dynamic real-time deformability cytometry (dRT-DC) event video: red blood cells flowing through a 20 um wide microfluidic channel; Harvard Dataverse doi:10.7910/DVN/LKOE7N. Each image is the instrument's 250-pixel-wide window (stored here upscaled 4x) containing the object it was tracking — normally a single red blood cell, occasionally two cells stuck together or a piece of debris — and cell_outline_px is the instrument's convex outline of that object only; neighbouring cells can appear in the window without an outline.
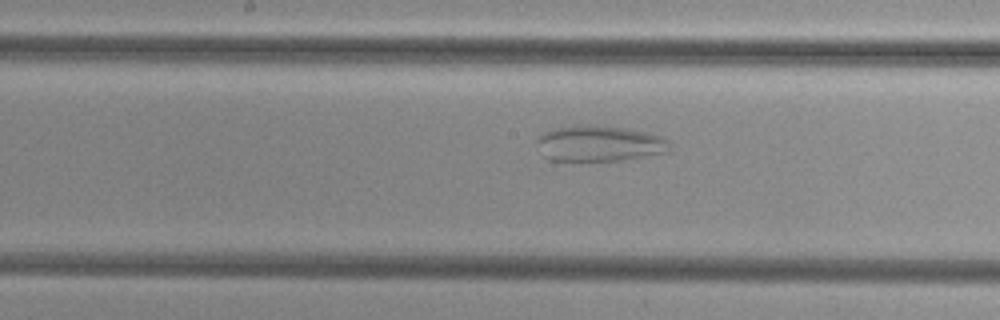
{"species": "common noctule bat (a hibernating species)", "species_latin": "Nyctalus noctula", "temperature_condition": "cold", "stored_images_in_passage": 47, "camera_frame_rate_fps": 3000, "um_per_image_px": 0.085, "animal": {"sex": "female", "body_mass_g": 29.2, "forearm_length_mm": 56.3}, "frame": {"image": 1, "passage_image": 22, "time_ms": 7.0, "image_size_px": [1000, 320], "cell_outline_px": [[668, 152], [620, 160], [548, 160], [540, 156], [536, 140], [540, 132], [556, 128], [580, 124], [592, 124], [628, 128], [648, 132], [660, 136], [668, 140]], "centroid_in_image_um": [50.86, 12.18], "position_along_channel_um": 197.3, "area_um2": 28.03}}
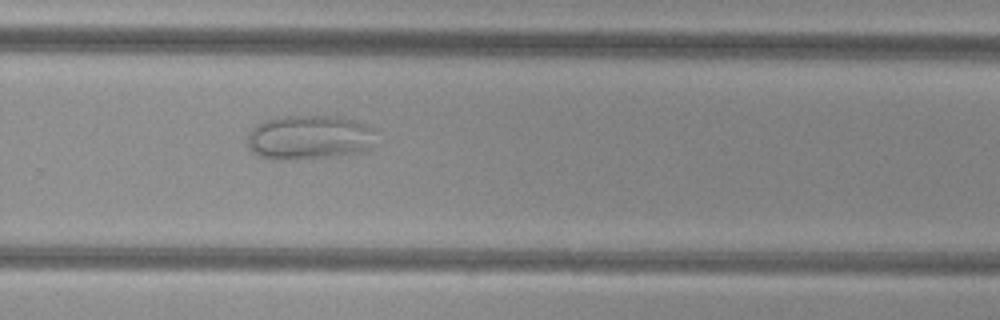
{"frame": {"image": 2, "passage_image": 30, "time_ms": 9.667, "image_size_px": [1000, 320], "cell_outline_px": [[380, 132], [368, 148], [360, 152], [336, 156], [288, 160], [268, 160], [256, 156], [252, 152], [248, 144], [248, 132], [256, 124], [264, 120], [276, 116], [336, 116], [356, 120]], "centroid_in_image_um": [26.26, 11.68], "position_along_channel_um": 303.5, "area_um2": 33.99}}
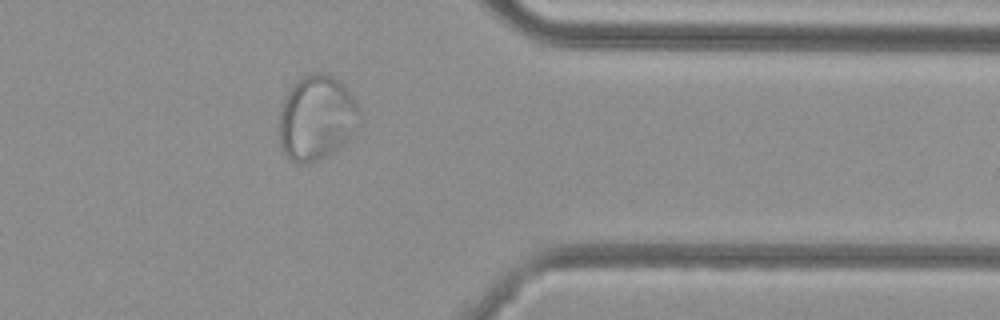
{"frame": {"image": 3, "passage_image": 37, "time_ms": 12.0, "image_size_px": [1000, 320], "cell_outline_px": [[360, 116], [352, 132], [332, 152], [308, 164], [296, 164], [280, 148], [276, 128], [280, 108], [284, 96], [296, 80], [312, 72], [328, 72], [344, 84], [348, 88], [356, 100], [360, 108]], "centroid_in_image_um": [26.84, 9.97], "position_along_channel_um": 384.6, "area_um2": 40.29}}